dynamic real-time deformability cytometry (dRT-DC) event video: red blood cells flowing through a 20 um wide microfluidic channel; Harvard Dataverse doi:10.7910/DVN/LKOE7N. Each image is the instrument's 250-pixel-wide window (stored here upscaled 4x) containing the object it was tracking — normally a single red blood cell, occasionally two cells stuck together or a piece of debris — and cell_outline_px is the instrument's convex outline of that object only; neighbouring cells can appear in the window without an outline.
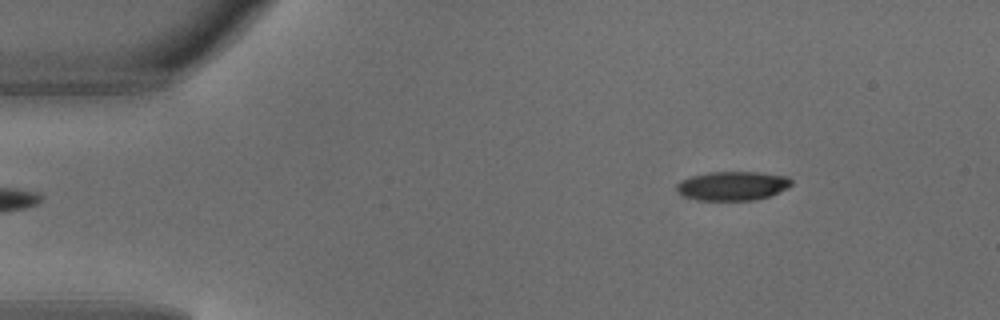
{"species": "common noctule bat (a hibernating species)", "species_latin": "Nyctalus noctula", "temperature_condition": "warm", "stored_images_in_passage": 4, "segment_of_instrument_passage": [2, 2], "camera_frame_rate_fps": 3000, "um_per_image_px": 0.085, "animal": {"sex": "male", "body_mass_g": 18.8}, "frame": {"image": 1, "passage_image": 4, "time_ms": 1.0, "image_size_px": [1000, 320], "cell_outline_px": [[792, 184], [788, 188], [768, 196], [756, 200], [696, 200], [684, 196], [676, 188], [676, 184], [680, 180], [692, 176], [708, 172], [756, 172], [788, 176], [792, 180]], "centroid_in_image_um": [62.27, 15.79], "position_along_channel_um": 22.7, "area_um2": 19.42}}